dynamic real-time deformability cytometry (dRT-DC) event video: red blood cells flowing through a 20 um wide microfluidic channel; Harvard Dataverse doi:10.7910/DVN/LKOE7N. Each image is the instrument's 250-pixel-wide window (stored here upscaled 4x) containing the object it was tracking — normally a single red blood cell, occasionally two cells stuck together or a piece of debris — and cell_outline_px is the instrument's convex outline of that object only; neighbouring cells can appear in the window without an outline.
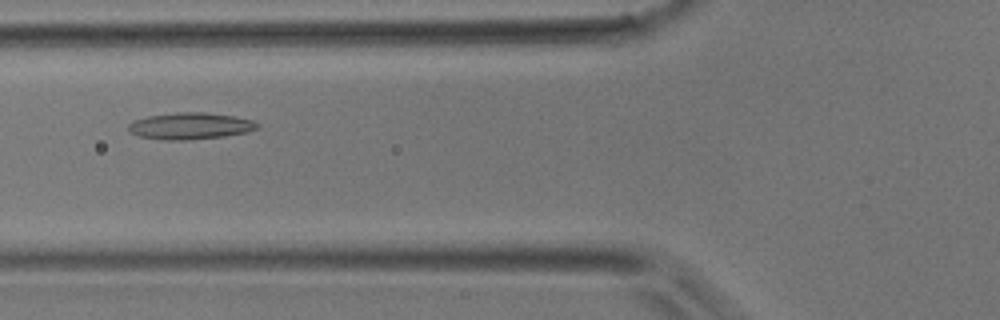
{"species": "common noctule bat (a hibernating species)", "species_latin": "Nyctalus noctula", "temperature_condition": "room temperature", "stored_images_in_passage": 42, "camera_frame_rate_fps": 3000, "um_per_image_px": 0.085, "animal": {"sex": "male", "body_mass_g": 17.9}, "frame": {"image": 1, "passage_image": 14, "time_ms": 4.333, "image_size_px": [1000, 320], "cell_outline_px": [[260, 124], [256, 128], [248, 132], [224, 136], [188, 140], [168, 140], [140, 136], [132, 132], [128, 128], [128, 124], [132, 120], [148, 116], [176, 112], [208, 112], [232, 116], [252, 120]], "centroid_in_image_um": [16.17, 10.7], "position_along_channel_um": 109.6, "area_um2": 19.94}}
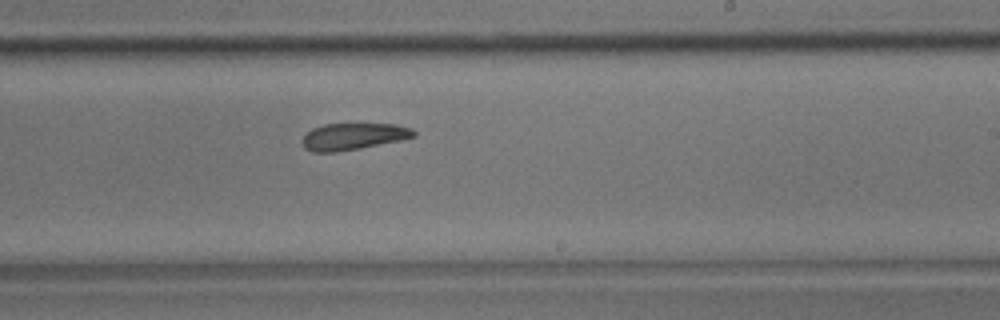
{"frame": {"image": 2, "passage_image": 24, "time_ms": 7.667, "image_size_px": [1000, 320], "cell_outline_px": [[416, 136], [400, 140], [360, 148], [336, 152], [312, 152], [304, 148], [300, 140], [312, 128], [324, 124], [396, 124], [412, 128], [416, 132]], "centroid_in_image_um": [30.01, 11.6], "position_along_channel_um": 259.0, "area_um2": 17.4}}
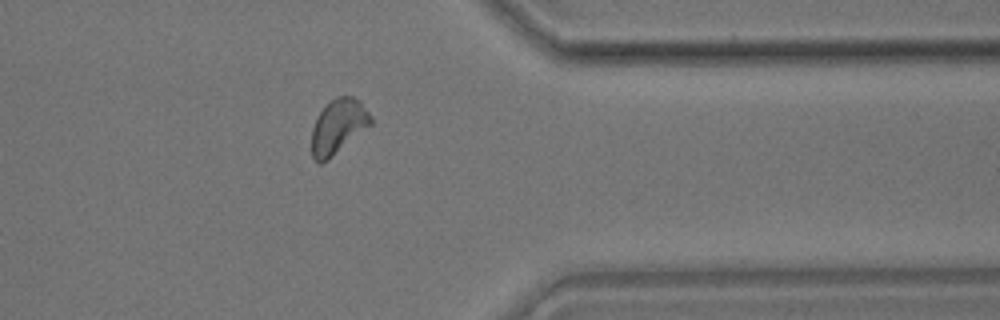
{"frame": {"image": 3, "passage_image": 33, "time_ms": 10.667, "image_size_px": [1000, 320], "cell_outline_px": [[372, 124], [328, 160], [320, 164], [312, 160], [312, 128], [316, 116], [336, 96], [352, 96], [360, 100], [372, 116]], "centroid_in_image_um": [28.75, 10.76], "position_along_channel_um": 382.7, "area_um2": 18.9}}